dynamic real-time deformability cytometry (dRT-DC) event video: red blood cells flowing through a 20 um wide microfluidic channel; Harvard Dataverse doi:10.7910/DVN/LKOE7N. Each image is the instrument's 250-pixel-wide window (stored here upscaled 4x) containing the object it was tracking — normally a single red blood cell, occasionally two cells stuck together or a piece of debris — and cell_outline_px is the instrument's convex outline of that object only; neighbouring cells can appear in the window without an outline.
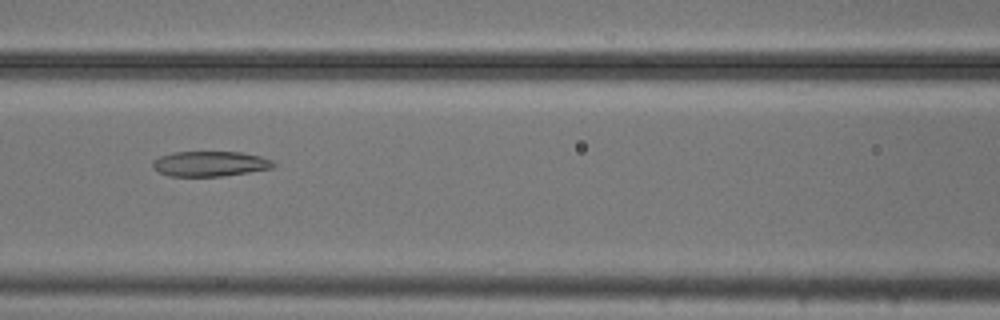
{"species": "common noctule bat (a hibernating species)", "species_latin": "Nyctalus noctula", "temperature_condition": "cold", "stored_images_in_passage": 42, "camera_frame_rate_fps": 3000, "um_per_image_px": 0.085, "animal": {"sex": "male", "body_mass_g": 20.5, "forearm_length_mm": 52.5}, "frame": {"image": 1, "passage_image": 13, "time_ms": 4.0, "image_size_px": [1000, 320], "cell_outline_px": [[276, 164], [272, 168], [224, 176], [168, 176], [152, 168], [152, 160], [160, 156], [172, 152], [244, 152], [260, 156], [272, 160]], "centroid_in_image_um": [17.83, 13.91], "position_along_channel_um": 148.8, "area_um2": 17.8}}
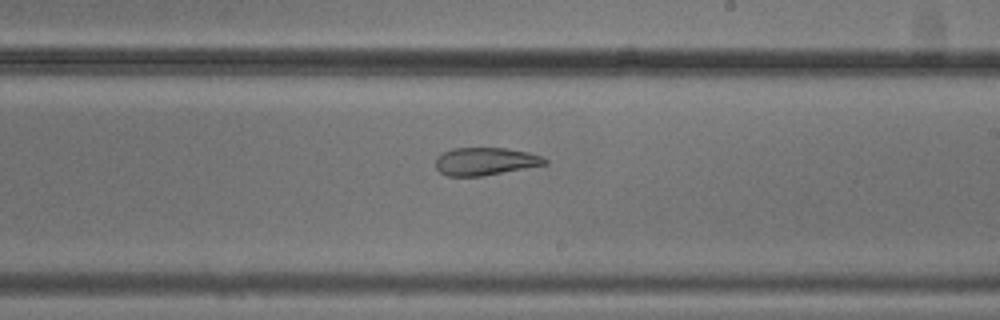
{"frame": {"image": 2, "passage_image": 21, "time_ms": 6.667, "image_size_px": [1000, 320], "cell_outline_px": [[548, 164], [484, 176], [448, 176], [440, 172], [436, 168], [436, 156], [440, 152], [452, 148], [504, 148], [528, 152], [540, 156], [548, 160]], "centroid_in_image_um": [41.22, 13.71], "position_along_channel_um": 247.8, "area_um2": 17.8}}
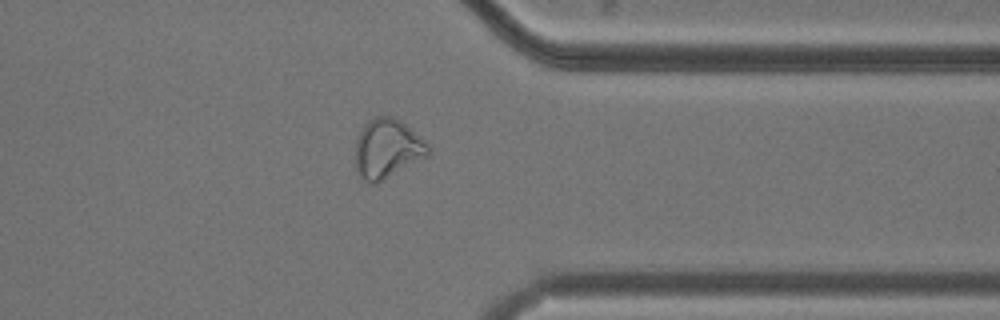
{"frame": {"image": 3, "passage_image": 32, "time_ms": 10.333, "image_size_px": [1000, 320], "cell_outline_px": [[432, 152], [428, 156], [376, 184], [368, 184], [360, 176], [356, 168], [356, 140], [364, 124], [368, 120], [376, 116], [392, 116], [400, 120], [428, 144], [432, 148]], "centroid_in_image_um": [32.93, 12.65], "position_along_channel_um": 378.5, "area_um2": 25.2}}